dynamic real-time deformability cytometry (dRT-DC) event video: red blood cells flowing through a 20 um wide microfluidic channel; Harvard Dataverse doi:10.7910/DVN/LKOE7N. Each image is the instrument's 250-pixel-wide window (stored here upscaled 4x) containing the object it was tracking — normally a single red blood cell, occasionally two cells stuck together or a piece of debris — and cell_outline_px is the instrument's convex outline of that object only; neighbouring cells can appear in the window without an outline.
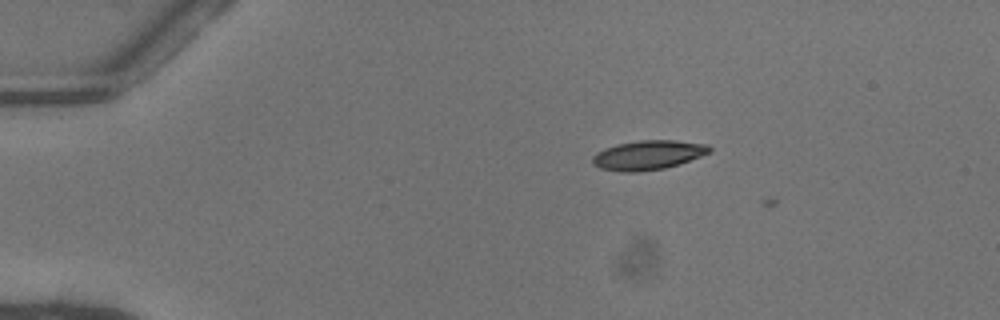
{"species": "common noctule bat (a hibernating species)", "species_latin": "Nyctalus noctula", "temperature_condition": "warm", "stored_images_in_passage": 10, "camera_frame_rate_fps": 3000, "um_per_image_px": 0.085, "animal": {"sex": "female"}, "frame": {"image": 1, "passage_image": 9, "time_ms": 2.667, "image_size_px": [1000, 320], "cell_outline_px": [[712, 152], [680, 164], [664, 168], [640, 172], [620, 172], [600, 168], [592, 164], [592, 156], [596, 152], [604, 148], [616, 144], [640, 140], [676, 140], [708, 144], [712, 148]], "centroid_in_image_um": [55.09, 13.18], "position_along_channel_um": 29.9, "area_um2": 20.35}}